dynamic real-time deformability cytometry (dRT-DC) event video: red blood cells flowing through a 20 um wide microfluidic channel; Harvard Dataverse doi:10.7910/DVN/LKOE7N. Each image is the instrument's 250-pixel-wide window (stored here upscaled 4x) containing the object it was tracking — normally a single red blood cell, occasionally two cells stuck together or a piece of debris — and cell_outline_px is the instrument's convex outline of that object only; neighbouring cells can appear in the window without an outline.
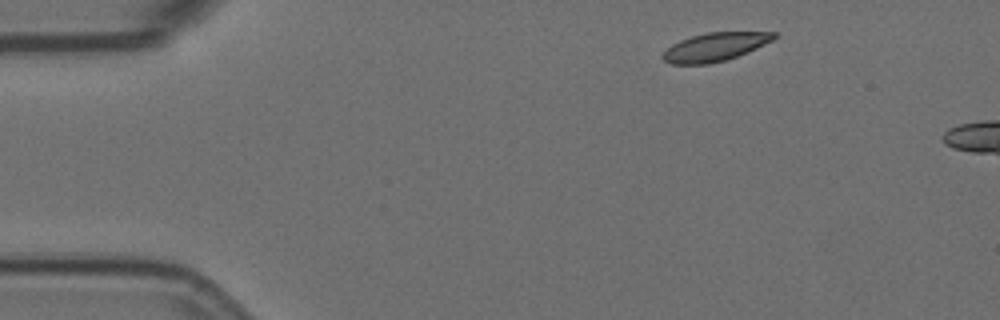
{"species": "Egyptian fruit bat (a non-hibernating species)", "species_latin": "Rousettus aegyptiacus", "temperature_condition": "room temperature", "stored_images_in_passage": 4, "camera_frame_rate_fps": 3000, "um_per_image_px": 0.085, "animal": {"sex": "female"}, "frame": {"image": 1, "passage_image": 1, "time_ms": 0.0, "image_size_px": [1000, 320], "cell_outline_px": [[776, 36], [772, 40], [748, 52], [724, 60], [708, 64], [672, 64], [664, 60], [660, 56], [672, 44], [680, 40], [692, 36], [708, 32], [776, 32]], "centroid_in_image_um": [60.74, 3.99], "position_along_channel_um": 24.3, "area_um2": 18.15}}